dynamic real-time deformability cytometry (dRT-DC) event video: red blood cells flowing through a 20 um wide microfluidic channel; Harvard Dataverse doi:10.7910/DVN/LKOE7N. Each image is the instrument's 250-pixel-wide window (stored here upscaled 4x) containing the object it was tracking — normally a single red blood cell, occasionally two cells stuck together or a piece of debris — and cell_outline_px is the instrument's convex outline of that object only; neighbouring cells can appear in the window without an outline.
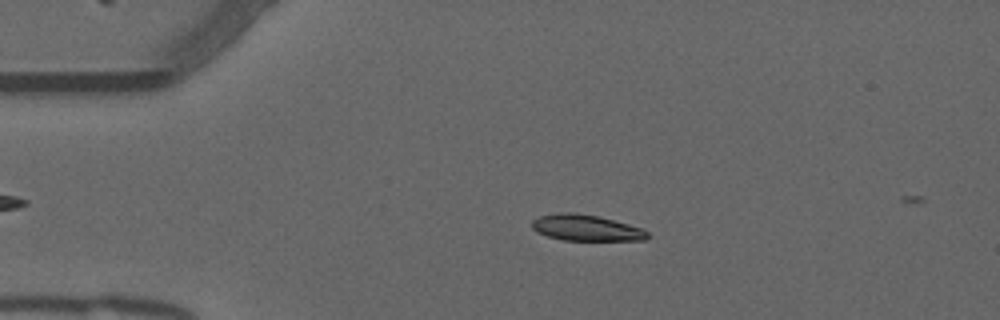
{"species": "common noctule bat (a hibernating species)", "species_latin": "Nyctalus noctula", "temperature_condition": "warm", "stored_images_in_passage": 53, "camera_frame_rate_fps": 3000, "um_per_image_px": 0.085, "animal": {"sex": "male", "forearm_length_mm": 52.5}, "frame": {"image": 1, "passage_image": 11, "time_ms": 3.333, "image_size_px": [1000, 320], "cell_outline_px": [[648, 236], [644, 240], [564, 240], [548, 236], [536, 232], [532, 228], [532, 220], [540, 216], [560, 212], [572, 212], [596, 216], [628, 224], [640, 228], [648, 232]], "centroid_in_image_um": [49.77, 19.36], "position_along_channel_um": 35.2, "area_um2": 17.28}}
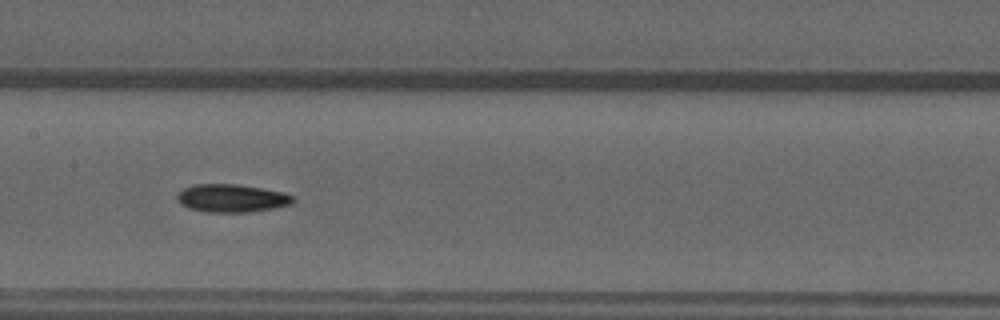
{"frame": {"image": 2, "passage_image": 26, "time_ms": 8.333, "image_size_px": [1000, 320], "cell_outline_px": [[296, 200], [292, 204], [276, 208], [252, 212], [208, 212], [188, 208], [180, 204], [176, 196], [184, 188], [196, 184], [236, 184], [284, 192], [292, 196]], "centroid_in_image_um": [19.72, 16.86], "position_along_channel_um": 187.7, "area_um2": 18.96}}
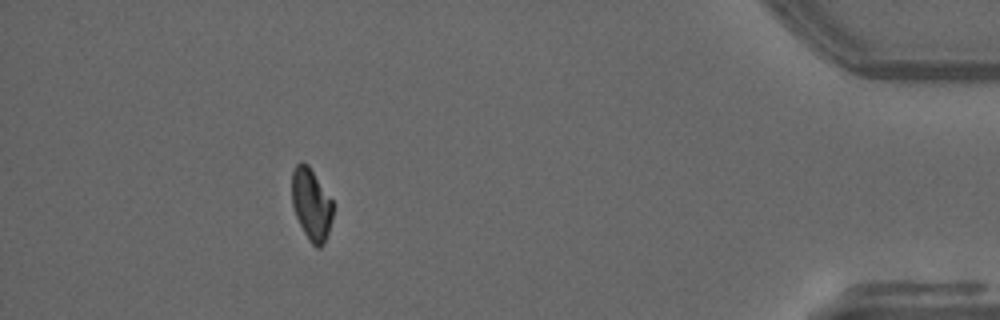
{"frame": {"image": 3, "passage_image": 48, "time_ms": 15.667, "image_size_px": [1000, 320], "cell_outline_px": [[332, 216], [328, 232], [324, 244], [320, 248], [316, 248], [312, 244], [304, 232], [296, 216], [292, 204], [292, 172], [296, 164], [300, 160], [308, 164], [332, 200]], "centroid_in_image_um": [26.45, 17.35], "position_along_channel_um": 408.8, "area_um2": 17.05}}